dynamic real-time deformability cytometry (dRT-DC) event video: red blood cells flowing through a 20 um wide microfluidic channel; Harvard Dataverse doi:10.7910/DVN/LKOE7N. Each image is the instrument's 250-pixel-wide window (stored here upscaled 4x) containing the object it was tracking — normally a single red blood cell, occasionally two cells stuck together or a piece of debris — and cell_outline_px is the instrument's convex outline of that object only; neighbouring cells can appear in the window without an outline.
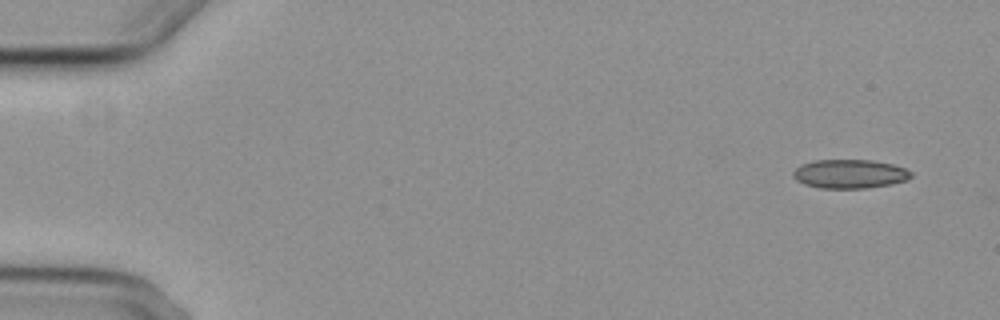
{"species": "common noctule bat (a hibernating species)", "species_latin": "Nyctalus noctula", "temperature_condition": "cold", "stored_images_in_passage": 6, "segment_of_instrument_passage": [1, 2], "camera_frame_rate_fps": 3000, "um_per_image_px": 0.085, "animal": {"sex": "female", "body_mass_g": 29.2, "forearm_length_mm": 56.3}, "frame": {"image": 1, "passage_image": 1, "time_ms": 0.0, "image_size_px": [1000, 320], "cell_outline_px": [[912, 176], [908, 180], [892, 184], [864, 188], [820, 188], [804, 184], [796, 180], [792, 176], [792, 172], [800, 164], [816, 160], [872, 160], [892, 164], [904, 168], [912, 172]], "centroid_in_image_um": [72.22, 14.78], "position_along_channel_um": 12.8, "area_um2": 19.94}}